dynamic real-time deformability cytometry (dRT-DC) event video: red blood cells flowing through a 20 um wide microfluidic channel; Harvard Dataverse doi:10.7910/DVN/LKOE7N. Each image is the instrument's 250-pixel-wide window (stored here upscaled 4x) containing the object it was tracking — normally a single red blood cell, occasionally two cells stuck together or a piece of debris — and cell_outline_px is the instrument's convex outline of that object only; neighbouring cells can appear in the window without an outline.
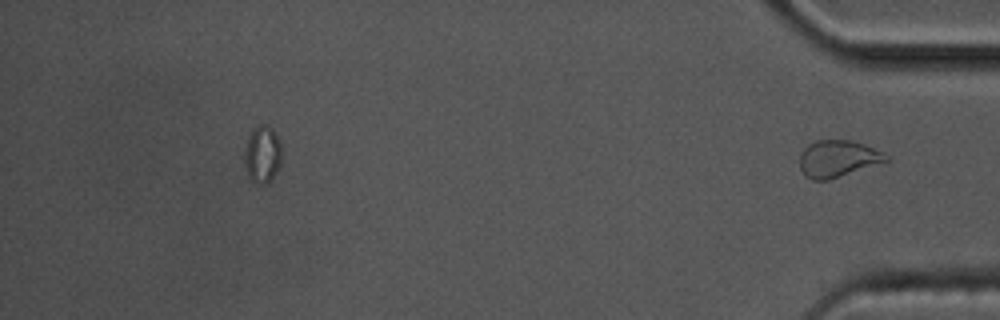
{"species": "common noctule bat (a hibernating species)", "species_latin": "Nyctalus noctula", "temperature_condition": "cold", "stored_images_in_passage": 53, "segment_of_instrument_passage": [2, 2], "camera_frame_rate_fps": 3000, "um_per_image_px": 0.085, "animal": {"sex": "male", "body_mass_g": 17.5, "forearm_length_mm": 52.3}, "frame": {"image": 1, "passage_image": 53, "time_ms": 17.333, "image_size_px": [1000, 320], "cell_outline_px": [[888, 160], [828, 180], [812, 180], [804, 176], [800, 168], [800, 156], [804, 148], [808, 144], [816, 140], [852, 140], [864, 144], [884, 152], [888, 156]], "centroid_in_image_um": [71.18, 13.47], "position_along_channel_um": 364.0, "area_um2": 18.38}}